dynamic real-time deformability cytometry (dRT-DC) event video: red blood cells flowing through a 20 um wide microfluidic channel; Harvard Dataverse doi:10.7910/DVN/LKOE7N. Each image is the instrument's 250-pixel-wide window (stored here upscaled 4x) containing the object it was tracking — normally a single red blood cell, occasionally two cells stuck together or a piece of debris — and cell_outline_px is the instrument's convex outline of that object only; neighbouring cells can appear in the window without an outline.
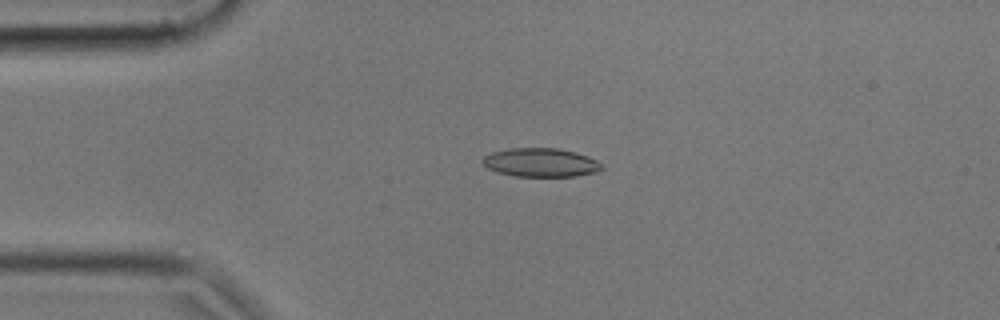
{"species": "common noctule bat (a hibernating species)", "species_latin": "Nyctalus noctula", "temperature_condition": "cold", "stored_images_in_passage": 53, "camera_frame_rate_fps": 3000, "um_per_image_px": 0.085, "animal": {"sex": "male", "body_mass_g": 17.9, "forearm_length_mm": 54.2}, "frame": {"image": 1, "passage_image": 10, "time_ms": 3.0, "image_size_px": [1000, 320], "cell_outline_px": [[604, 168], [596, 172], [576, 176], [512, 176], [496, 172], [488, 168], [480, 160], [484, 156], [492, 152], [508, 148], [556, 148], [576, 152], [588, 156], [596, 160]], "centroid_in_image_um": [45.93, 13.81], "position_along_channel_um": 39.1, "area_um2": 20.0}}
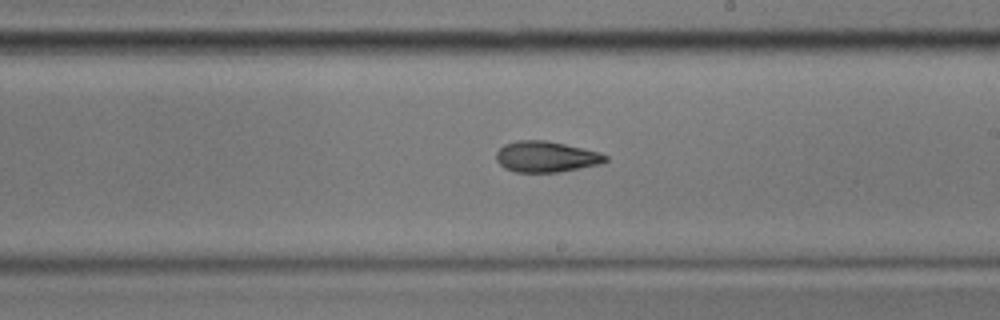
{"frame": {"image": 2, "passage_image": 29, "time_ms": 9.333, "image_size_px": [1000, 320], "cell_outline_px": [[608, 160], [600, 164], [560, 172], [516, 172], [504, 168], [496, 160], [496, 152], [504, 144], [516, 140], [548, 140], [600, 152], [608, 156]], "centroid_in_image_um": [46.42, 13.31], "position_along_channel_um": 242.6, "area_um2": 19.83}}
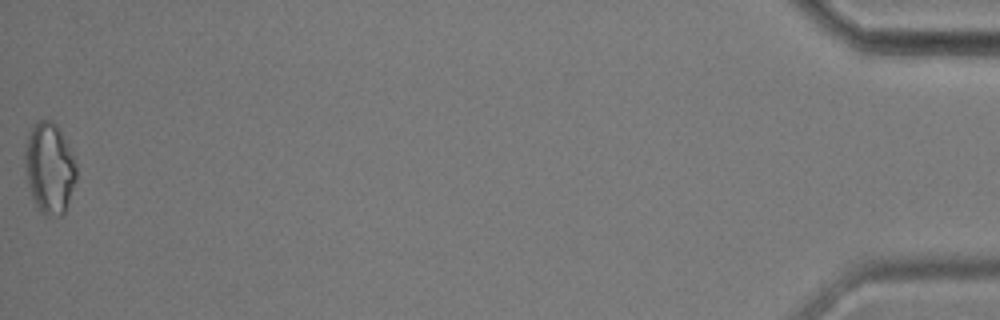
{"frame": {"image": 3, "passage_image": 53, "time_ms": 17.333, "image_size_px": [1000, 320], "cell_outline_px": [[76, 180], [64, 216], [48, 216], [40, 212], [32, 196], [28, 184], [24, 160], [24, 152], [28, 136], [32, 124], [36, 120], [52, 120], [56, 124], [76, 164]], "centroid_in_image_um": [4.19, 14.31], "position_along_channel_um": 431.0, "area_um2": 27.11}, "authors_computed_cell_mechanics": {"area_um2": 19.9988, "velocity_mm_per_s": 3.5866, "shape_relaxation_time_tau1_ms": 8.2105, "shape_relaxation_time_tau2_ms": 5.5285, "deformation_change_tau1": 0.1728, "deformation_change_tau2": 0.1338}}